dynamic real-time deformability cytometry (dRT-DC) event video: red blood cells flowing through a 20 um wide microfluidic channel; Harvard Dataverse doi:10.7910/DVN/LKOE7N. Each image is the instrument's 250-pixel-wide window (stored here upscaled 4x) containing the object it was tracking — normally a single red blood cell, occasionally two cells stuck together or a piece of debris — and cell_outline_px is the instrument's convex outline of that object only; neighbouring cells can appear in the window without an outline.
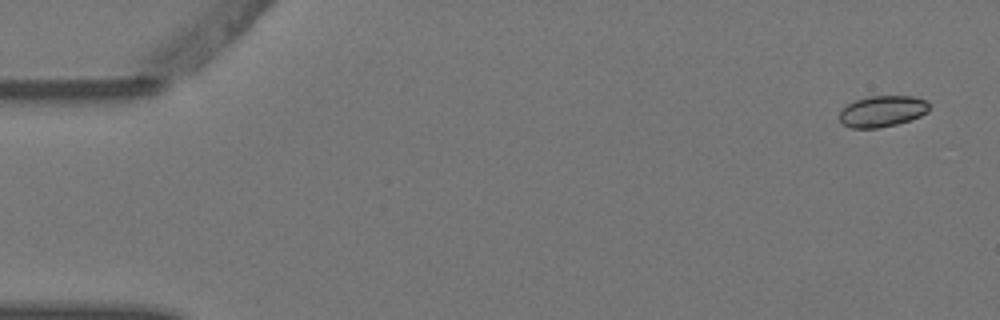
{"species": "Egyptian fruit bat (a non-hibernating species)", "species_latin": "Rousettus aegyptiacus", "temperature_condition": "warm", "stored_images_in_passage": 4, "camera_frame_rate_fps": 3000, "um_per_image_px": 0.085, "animal": {"sex": "female"}, "frame": {"image": 1, "passage_image": 1, "time_ms": 0.0, "image_size_px": [1000, 320], "cell_outline_px": [[928, 112], [920, 116], [896, 124], [880, 128], [852, 128], [844, 124], [840, 120], [840, 112], [848, 104], [856, 100], [868, 96], [916, 96], [928, 100]], "centroid_in_image_um": [75.03, 9.44], "position_along_channel_um": 10.0, "area_um2": 16.24}}
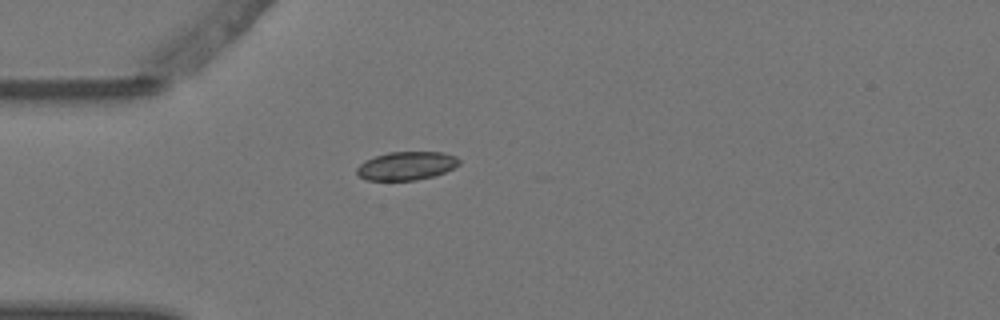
{"frame": {"image": 2, "passage_image": 4, "time_ms": 1.0, "image_size_px": [1000, 320], "cell_outline_px": [[460, 164], [444, 172], [432, 176], [416, 180], [364, 180], [356, 172], [356, 168], [364, 160], [388, 152], [444, 152], [456, 156], [460, 160]], "centroid_in_image_um": [34.53, 14.09], "position_along_channel_um": 50.5, "area_um2": 16.94}}